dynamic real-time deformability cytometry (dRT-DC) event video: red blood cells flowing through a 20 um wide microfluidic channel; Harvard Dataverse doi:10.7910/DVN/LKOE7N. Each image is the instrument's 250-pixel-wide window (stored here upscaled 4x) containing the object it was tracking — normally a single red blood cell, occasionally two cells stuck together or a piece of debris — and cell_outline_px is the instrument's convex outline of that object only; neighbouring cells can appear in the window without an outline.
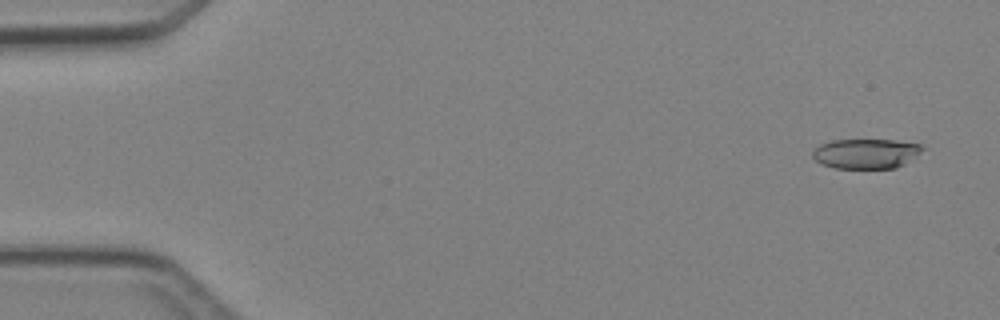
{"species": "Egyptian fruit bat (a non-hibernating species)", "species_latin": "Rousettus aegyptiacus", "temperature_condition": "cold", "stored_images_in_passage": 5, "camera_frame_rate_fps": 3000, "um_per_image_px": 0.085, "animal": {"sex": "female"}, "frame": {"image": 1, "passage_image": 1, "time_ms": 0.0, "image_size_px": [1000, 320], "cell_outline_px": [[924, 148], [916, 156], [904, 164], [896, 168], [836, 168], [820, 164], [812, 156], [812, 152], [820, 144], [832, 140], [896, 140], [920, 144]], "centroid_in_image_um": [73.6, 13.05], "position_along_channel_um": 11.4, "area_um2": 19.07}}
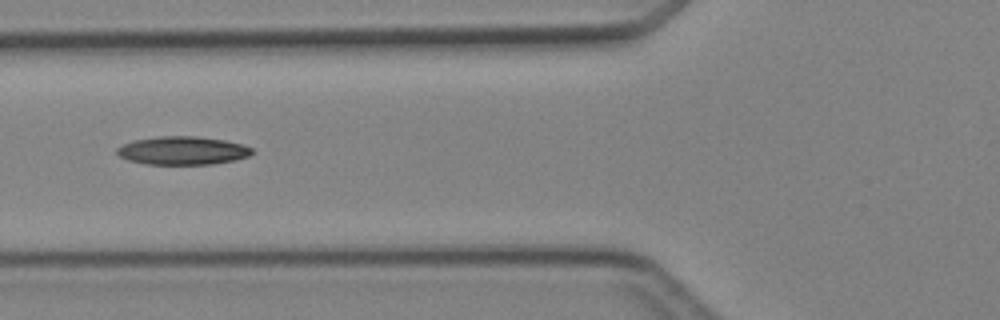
{"frame": {"image": 2, "passage_image": 5, "time_ms": 5.333, "image_size_px": [1000, 320], "cell_outline_px": [[256, 152], [248, 156], [236, 160], [212, 164], [148, 164], [128, 160], [120, 156], [116, 152], [116, 148], [124, 144], [136, 140], [160, 136], [196, 136], [224, 140], [244, 144], [252, 148]], "centroid_in_image_um": [15.57, 12.8], "position_along_channel_um": 110.2, "area_um2": 22.25}}